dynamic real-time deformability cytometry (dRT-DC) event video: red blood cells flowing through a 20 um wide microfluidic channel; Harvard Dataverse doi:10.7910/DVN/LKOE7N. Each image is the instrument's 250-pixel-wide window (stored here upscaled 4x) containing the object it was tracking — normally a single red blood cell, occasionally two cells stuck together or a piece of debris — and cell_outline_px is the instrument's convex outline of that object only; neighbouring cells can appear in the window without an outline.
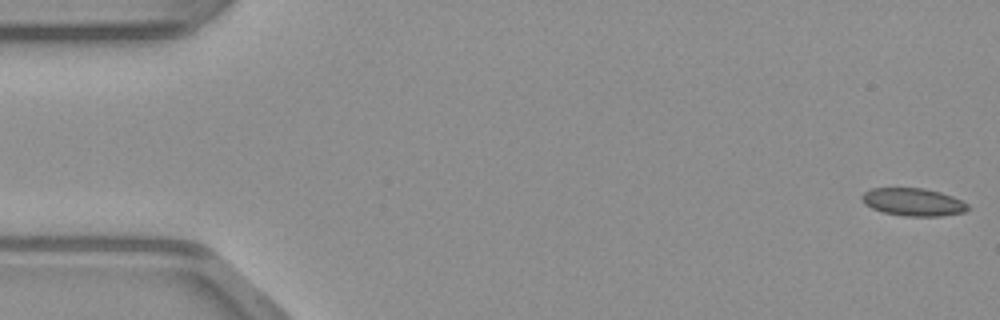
{"species": "common noctule bat (a hibernating species)", "species_latin": "Nyctalus noctula", "temperature_condition": "warm", "stored_images_in_passage": 50, "camera_frame_rate_fps": 3000, "um_per_image_px": 0.085, "animal": {"sex": "male", "body_mass_g": 23.1, "forearm_length_mm": 52.7}, "frame": {"image": 1, "passage_image": 1, "time_ms": 0.0, "image_size_px": [1000, 320], "cell_outline_px": [[968, 208], [964, 212], [940, 216], [904, 216], [884, 212], [872, 208], [864, 204], [860, 200], [860, 196], [864, 192], [872, 188], [924, 188], [940, 192], [952, 196], [968, 204]], "centroid_in_image_um": [77.58, 17.17], "position_along_channel_um": 7.4, "area_um2": 17.11}}
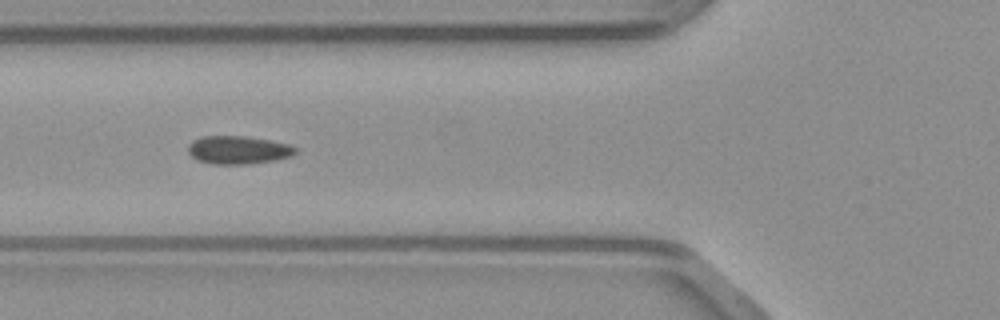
{"frame": {"image": 2, "passage_image": 18, "time_ms": 5.667, "image_size_px": [1000, 320], "cell_outline_px": [[296, 152], [292, 156], [272, 160], [244, 164], [212, 164], [196, 160], [188, 152], [188, 144], [192, 140], [200, 136], [248, 136], [272, 140], [288, 144], [296, 148]], "centroid_in_image_um": [20.21, 12.73], "position_along_channel_um": 105.6, "area_um2": 17.69}}
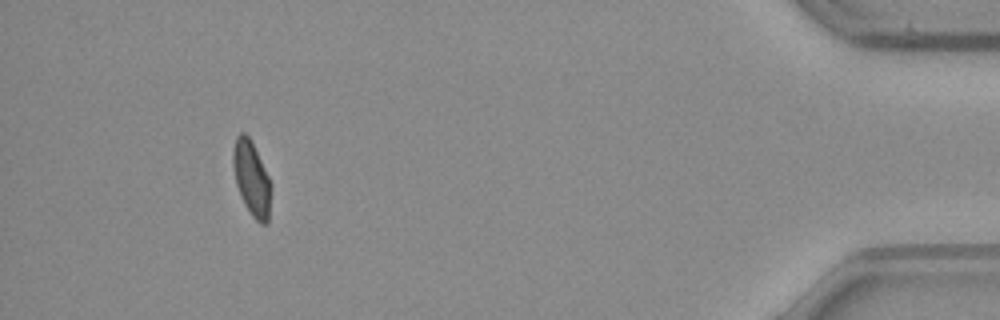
{"frame": {"image": 3, "passage_image": 45, "time_ms": 14.667, "image_size_px": [1000, 320], "cell_outline_px": [[268, 224], [260, 224], [252, 216], [244, 204], [240, 196], [236, 184], [232, 164], [232, 152], [236, 136], [240, 132], [244, 132], [252, 140], [268, 176]], "centroid_in_image_um": [21.32, 15.11], "position_along_channel_um": 413.9, "area_um2": 16.13}}